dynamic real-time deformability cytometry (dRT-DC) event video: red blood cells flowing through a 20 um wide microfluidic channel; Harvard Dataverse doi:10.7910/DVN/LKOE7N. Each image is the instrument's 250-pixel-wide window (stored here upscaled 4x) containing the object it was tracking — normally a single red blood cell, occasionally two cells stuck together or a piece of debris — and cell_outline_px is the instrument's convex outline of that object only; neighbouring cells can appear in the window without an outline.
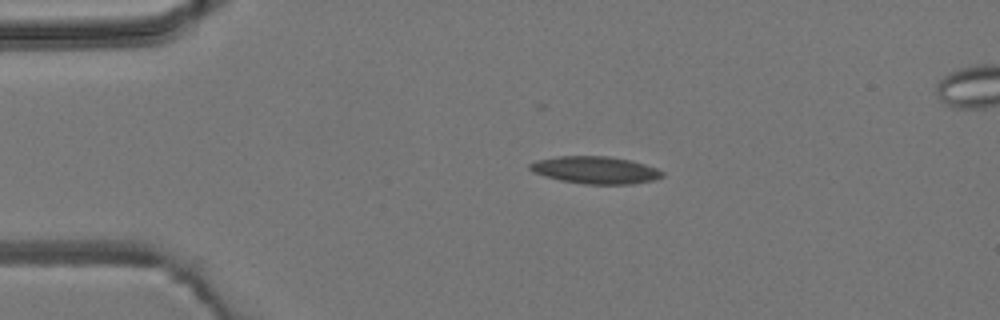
{"species": "common noctule bat (a hibernating species)", "species_latin": "Nyctalus noctula", "temperature_condition": "room temperature", "stored_images_in_passage": 5, "camera_frame_rate_fps": 3000, "um_per_image_px": 0.085, "animal": {"sex": "male", "body_mass_g": 19.2, "forearm_length_mm": 51.8}, "frame": {"image": 1, "passage_image": 3, "time_ms": 2.333, "image_size_px": [1000, 320], "cell_outline_px": [[664, 176], [656, 180], [632, 184], [584, 184], [560, 180], [532, 172], [528, 168], [528, 164], [536, 160], [556, 156], [612, 156], [632, 160], [656, 168], [664, 172]], "centroid_in_image_um": [50.62, 14.45], "position_along_channel_um": 34.4, "area_um2": 21.33}}